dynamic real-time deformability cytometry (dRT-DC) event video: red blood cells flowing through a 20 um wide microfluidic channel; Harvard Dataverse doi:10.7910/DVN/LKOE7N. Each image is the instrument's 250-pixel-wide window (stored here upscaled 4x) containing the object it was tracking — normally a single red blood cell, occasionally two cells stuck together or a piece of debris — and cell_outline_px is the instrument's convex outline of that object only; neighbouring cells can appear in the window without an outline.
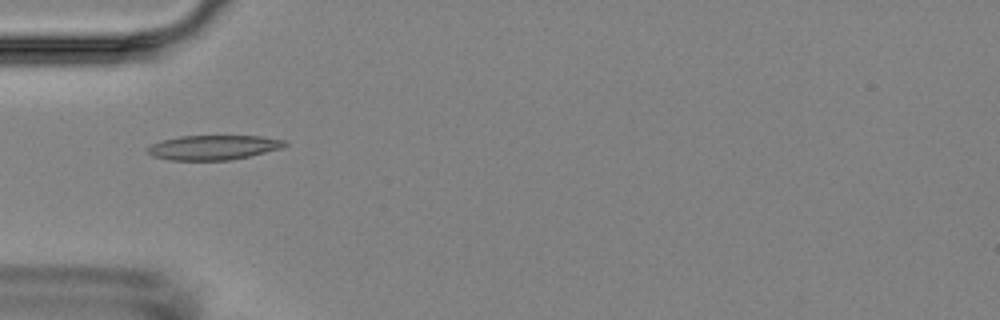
{"species": "Egyptian fruit bat (a non-hibernating species)", "species_latin": "Rousettus aegyptiacus", "temperature_condition": "room temperature", "stored_images_in_passage": 6, "camera_frame_rate_fps": 3000, "um_per_image_px": 0.085, "animal": {"sex": "female"}, "frame": {"image": 1, "passage_image": 1, "time_ms": 0.0, "image_size_px": [1000, 320], "cell_outline_px": [[288, 144], [280, 148], [232, 160], [168, 160], [152, 156], [144, 148], [160, 140], [180, 136], [260, 136], [288, 140]], "centroid_in_image_um": [18.1, 12.53], "position_along_channel_um": 66.9, "area_um2": 19.77}}
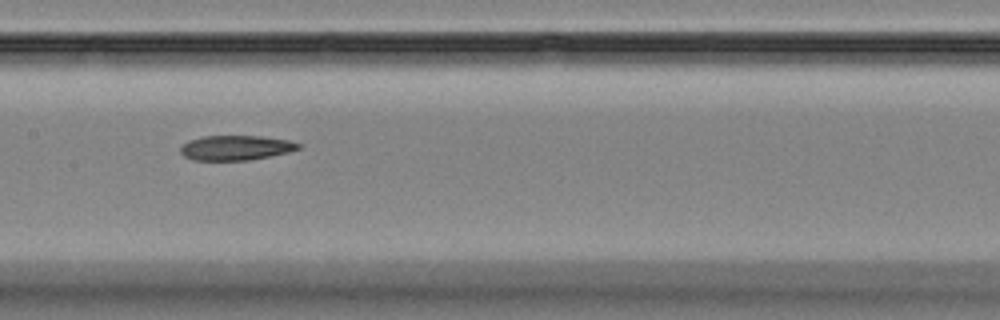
{"frame": {"image": 2, "passage_image": 4, "time_ms": 3.333, "image_size_px": [1000, 320], "cell_outline_px": [[300, 148], [288, 152], [248, 160], [192, 160], [184, 156], [180, 152], [180, 148], [188, 140], [200, 136], [260, 136], [288, 140], [300, 144]], "centroid_in_image_um": [20.0, 12.55], "position_along_channel_um": 187.4, "area_um2": 16.94}}
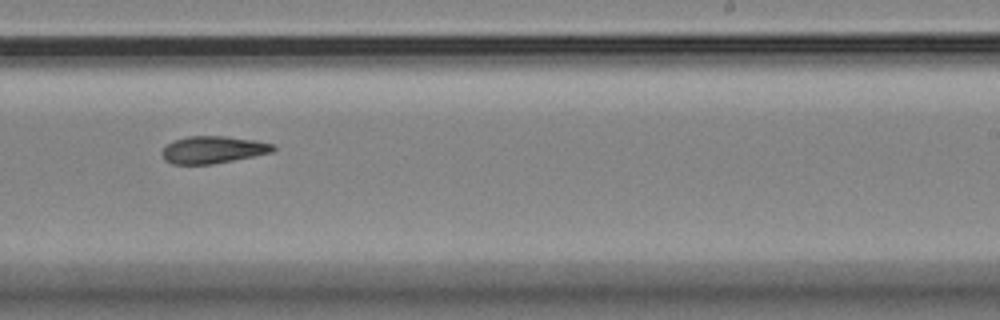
{"frame": {"image": 3, "passage_image": 6, "time_ms": 5.667, "image_size_px": [1000, 320], "cell_outline_px": [[276, 148], [272, 152], [212, 164], [172, 164], [164, 160], [160, 152], [172, 140], [188, 136], [228, 136], [256, 140], [276, 144]], "centroid_in_image_um": [18.09, 12.71], "position_along_channel_um": 270.9, "area_um2": 17.74}}